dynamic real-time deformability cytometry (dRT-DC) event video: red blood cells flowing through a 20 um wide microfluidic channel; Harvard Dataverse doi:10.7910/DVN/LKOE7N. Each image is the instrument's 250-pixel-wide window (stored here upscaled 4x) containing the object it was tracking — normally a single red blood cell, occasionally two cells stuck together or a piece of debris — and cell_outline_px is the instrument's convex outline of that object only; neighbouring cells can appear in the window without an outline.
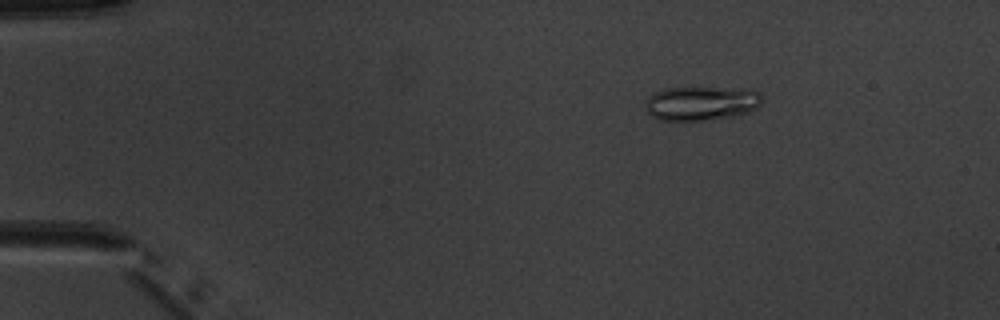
{"species": "common noctule bat (a hibernating species)", "species_latin": "Nyctalus noctula", "temperature_condition": "warm", "stored_images_in_passage": 3, "camera_frame_rate_fps": 3000, "um_per_image_px": 0.085, "animal": {"sex": "male", "body_mass_g": 20.1, "forearm_length_mm": 53.5}, "frame": {"image": 1, "passage_image": 1, "time_ms": 0.0, "image_size_px": [1000, 320], "cell_outline_px": [[760, 104], [756, 108], [748, 112], [732, 116], [704, 120], [660, 120], [652, 116], [648, 112], [644, 104], [648, 96], [656, 92], [668, 88], [752, 88], [760, 92]], "centroid_in_image_um": [59.61, 8.77], "position_along_channel_um": 25.4, "area_um2": 23.12}}